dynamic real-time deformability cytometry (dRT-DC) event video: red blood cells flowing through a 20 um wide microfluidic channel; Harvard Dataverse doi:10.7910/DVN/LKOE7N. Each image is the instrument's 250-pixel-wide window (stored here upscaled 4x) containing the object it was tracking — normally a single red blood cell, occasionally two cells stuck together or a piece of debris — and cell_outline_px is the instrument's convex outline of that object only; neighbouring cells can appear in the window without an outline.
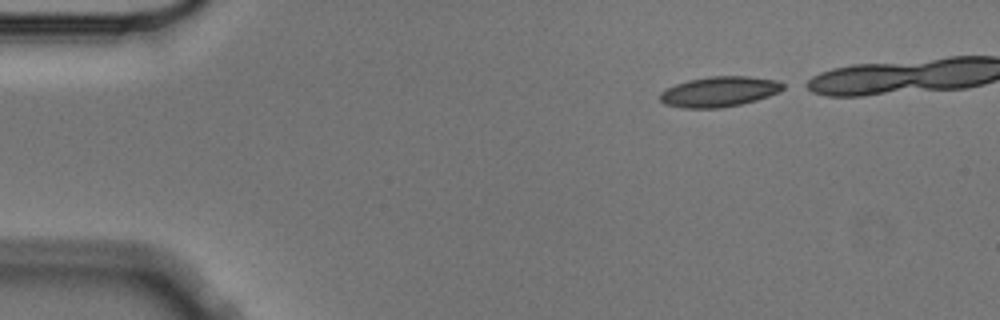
{"species": "Egyptian fruit bat (a non-hibernating species)", "species_latin": "Rousettus aegyptiacus", "temperature_condition": "cold", "stored_images_in_passage": 4, "camera_frame_rate_fps": 3000, "um_per_image_px": 0.085, "animal": {"sex": "male"}, "frame": {"image": 1, "passage_image": 1, "time_ms": 0.0, "image_size_px": [1000, 320], "cell_outline_px": [[784, 88], [780, 92], [756, 100], [740, 104], [720, 108], [684, 108], [664, 104], [660, 100], [660, 92], [676, 84], [688, 80], [712, 76], [748, 76], [776, 80], [784, 84]], "centroid_in_image_um": [61.14, 7.79], "position_along_channel_um": 23.9, "area_um2": 21.62}}